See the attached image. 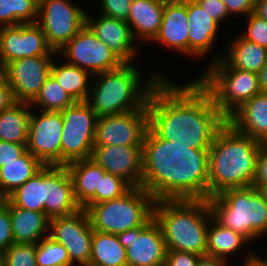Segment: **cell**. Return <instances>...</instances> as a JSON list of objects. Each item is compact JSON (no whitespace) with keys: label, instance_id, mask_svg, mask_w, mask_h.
Here are the masks:
<instances>
[{"label":"cell","instance_id":"49","mask_svg":"<svg viewBox=\"0 0 267 266\" xmlns=\"http://www.w3.org/2000/svg\"><path fill=\"white\" fill-rule=\"evenodd\" d=\"M259 86L261 91L267 92V61L258 73Z\"/></svg>","mask_w":267,"mask_h":266},{"label":"cell","instance_id":"19","mask_svg":"<svg viewBox=\"0 0 267 266\" xmlns=\"http://www.w3.org/2000/svg\"><path fill=\"white\" fill-rule=\"evenodd\" d=\"M97 18L94 19L86 13V24L96 38L105 43L122 63H132L137 50L127 22L101 14Z\"/></svg>","mask_w":267,"mask_h":266},{"label":"cell","instance_id":"24","mask_svg":"<svg viewBox=\"0 0 267 266\" xmlns=\"http://www.w3.org/2000/svg\"><path fill=\"white\" fill-rule=\"evenodd\" d=\"M164 5L165 0H133L127 24L134 40L155 38L162 23Z\"/></svg>","mask_w":267,"mask_h":266},{"label":"cell","instance_id":"35","mask_svg":"<svg viewBox=\"0 0 267 266\" xmlns=\"http://www.w3.org/2000/svg\"><path fill=\"white\" fill-rule=\"evenodd\" d=\"M36 266H72L66 248L49 236L36 245Z\"/></svg>","mask_w":267,"mask_h":266},{"label":"cell","instance_id":"42","mask_svg":"<svg viewBox=\"0 0 267 266\" xmlns=\"http://www.w3.org/2000/svg\"><path fill=\"white\" fill-rule=\"evenodd\" d=\"M206 12L212 20L218 25L223 22V19L230 16L222 0H195Z\"/></svg>","mask_w":267,"mask_h":266},{"label":"cell","instance_id":"6","mask_svg":"<svg viewBox=\"0 0 267 266\" xmlns=\"http://www.w3.org/2000/svg\"><path fill=\"white\" fill-rule=\"evenodd\" d=\"M166 186L132 187L119 198L88 205L93 230L119 234L143 225L152 215L155 199Z\"/></svg>","mask_w":267,"mask_h":266},{"label":"cell","instance_id":"4","mask_svg":"<svg viewBox=\"0 0 267 266\" xmlns=\"http://www.w3.org/2000/svg\"><path fill=\"white\" fill-rule=\"evenodd\" d=\"M132 64L123 63L117 69L96 74L86 102L98 117L142 109L153 87L164 78L154 73L141 86L140 71Z\"/></svg>","mask_w":267,"mask_h":266},{"label":"cell","instance_id":"53","mask_svg":"<svg viewBox=\"0 0 267 266\" xmlns=\"http://www.w3.org/2000/svg\"><path fill=\"white\" fill-rule=\"evenodd\" d=\"M79 266H95V265H92L90 263H87V264H83V265H79Z\"/></svg>","mask_w":267,"mask_h":266},{"label":"cell","instance_id":"25","mask_svg":"<svg viewBox=\"0 0 267 266\" xmlns=\"http://www.w3.org/2000/svg\"><path fill=\"white\" fill-rule=\"evenodd\" d=\"M1 200L11 213L14 243L37 244L48 236L50 218L45 213L19 208L7 198Z\"/></svg>","mask_w":267,"mask_h":266},{"label":"cell","instance_id":"31","mask_svg":"<svg viewBox=\"0 0 267 266\" xmlns=\"http://www.w3.org/2000/svg\"><path fill=\"white\" fill-rule=\"evenodd\" d=\"M249 242L241 234L219 224L211 217L208 226L206 255L227 260L229 254L237 252Z\"/></svg>","mask_w":267,"mask_h":266},{"label":"cell","instance_id":"12","mask_svg":"<svg viewBox=\"0 0 267 266\" xmlns=\"http://www.w3.org/2000/svg\"><path fill=\"white\" fill-rule=\"evenodd\" d=\"M67 63L93 74L111 71L123 63L110 48L96 38L95 33L85 24L79 33L67 42L57 53H62Z\"/></svg>","mask_w":267,"mask_h":266},{"label":"cell","instance_id":"16","mask_svg":"<svg viewBox=\"0 0 267 266\" xmlns=\"http://www.w3.org/2000/svg\"><path fill=\"white\" fill-rule=\"evenodd\" d=\"M52 56H33L7 63L1 70L15 102L31 104L50 75Z\"/></svg>","mask_w":267,"mask_h":266},{"label":"cell","instance_id":"7","mask_svg":"<svg viewBox=\"0 0 267 266\" xmlns=\"http://www.w3.org/2000/svg\"><path fill=\"white\" fill-rule=\"evenodd\" d=\"M91 159L132 187L167 186L149 154V146L94 145Z\"/></svg>","mask_w":267,"mask_h":266},{"label":"cell","instance_id":"43","mask_svg":"<svg viewBox=\"0 0 267 266\" xmlns=\"http://www.w3.org/2000/svg\"><path fill=\"white\" fill-rule=\"evenodd\" d=\"M199 255L191 252L167 250L166 266H196Z\"/></svg>","mask_w":267,"mask_h":266},{"label":"cell","instance_id":"40","mask_svg":"<svg viewBox=\"0 0 267 266\" xmlns=\"http://www.w3.org/2000/svg\"><path fill=\"white\" fill-rule=\"evenodd\" d=\"M102 14L127 22L133 0H101Z\"/></svg>","mask_w":267,"mask_h":266},{"label":"cell","instance_id":"51","mask_svg":"<svg viewBox=\"0 0 267 266\" xmlns=\"http://www.w3.org/2000/svg\"><path fill=\"white\" fill-rule=\"evenodd\" d=\"M256 188L264 201L267 203V185H252Z\"/></svg>","mask_w":267,"mask_h":266},{"label":"cell","instance_id":"3","mask_svg":"<svg viewBox=\"0 0 267 266\" xmlns=\"http://www.w3.org/2000/svg\"><path fill=\"white\" fill-rule=\"evenodd\" d=\"M153 217L167 250L206 255L212 217L206 198L192 193L183 183H169L155 199Z\"/></svg>","mask_w":267,"mask_h":266},{"label":"cell","instance_id":"8","mask_svg":"<svg viewBox=\"0 0 267 266\" xmlns=\"http://www.w3.org/2000/svg\"><path fill=\"white\" fill-rule=\"evenodd\" d=\"M197 81L210 93L226 119L261 92L257 73L228 68L220 59L213 61Z\"/></svg>","mask_w":267,"mask_h":266},{"label":"cell","instance_id":"41","mask_svg":"<svg viewBox=\"0 0 267 266\" xmlns=\"http://www.w3.org/2000/svg\"><path fill=\"white\" fill-rule=\"evenodd\" d=\"M27 152V144H17L0 140V167L15 161Z\"/></svg>","mask_w":267,"mask_h":266},{"label":"cell","instance_id":"52","mask_svg":"<svg viewBox=\"0 0 267 266\" xmlns=\"http://www.w3.org/2000/svg\"><path fill=\"white\" fill-rule=\"evenodd\" d=\"M0 266H3V256H2V252H0Z\"/></svg>","mask_w":267,"mask_h":266},{"label":"cell","instance_id":"15","mask_svg":"<svg viewBox=\"0 0 267 266\" xmlns=\"http://www.w3.org/2000/svg\"><path fill=\"white\" fill-rule=\"evenodd\" d=\"M61 111H42L30 114L27 151L44 166H61Z\"/></svg>","mask_w":267,"mask_h":266},{"label":"cell","instance_id":"36","mask_svg":"<svg viewBox=\"0 0 267 266\" xmlns=\"http://www.w3.org/2000/svg\"><path fill=\"white\" fill-rule=\"evenodd\" d=\"M36 245L13 243L2 252L3 266H36Z\"/></svg>","mask_w":267,"mask_h":266},{"label":"cell","instance_id":"45","mask_svg":"<svg viewBox=\"0 0 267 266\" xmlns=\"http://www.w3.org/2000/svg\"><path fill=\"white\" fill-rule=\"evenodd\" d=\"M227 7L229 15H250L255 10V0H222Z\"/></svg>","mask_w":267,"mask_h":266},{"label":"cell","instance_id":"33","mask_svg":"<svg viewBox=\"0 0 267 266\" xmlns=\"http://www.w3.org/2000/svg\"><path fill=\"white\" fill-rule=\"evenodd\" d=\"M39 0H0V27L35 23Z\"/></svg>","mask_w":267,"mask_h":266},{"label":"cell","instance_id":"23","mask_svg":"<svg viewBox=\"0 0 267 266\" xmlns=\"http://www.w3.org/2000/svg\"><path fill=\"white\" fill-rule=\"evenodd\" d=\"M66 167L73 182L76 201L81 208L98 204L100 175L106 171L91 158L70 162Z\"/></svg>","mask_w":267,"mask_h":266},{"label":"cell","instance_id":"10","mask_svg":"<svg viewBox=\"0 0 267 266\" xmlns=\"http://www.w3.org/2000/svg\"><path fill=\"white\" fill-rule=\"evenodd\" d=\"M68 0H39L37 24L56 52L86 24V12Z\"/></svg>","mask_w":267,"mask_h":266},{"label":"cell","instance_id":"27","mask_svg":"<svg viewBox=\"0 0 267 266\" xmlns=\"http://www.w3.org/2000/svg\"><path fill=\"white\" fill-rule=\"evenodd\" d=\"M44 165L30 152L0 167V199L38 173Z\"/></svg>","mask_w":267,"mask_h":266},{"label":"cell","instance_id":"9","mask_svg":"<svg viewBox=\"0 0 267 266\" xmlns=\"http://www.w3.org/2000/svg\"><path fill=\"white\" fill-rule=\"evenodd\" d=\"M61 114V166L76 160L90 159L95 144L98 116L86 101L75 102L61 110Z\"/></svg>","mask_w":267,"mask_h":266},{"label":"cell","instance_id":"5","mask_svg":"<svg viewBox=\"0 0 267 266\" xmlns=\"http://www.w3.org/2000/svg\"><path fill=\"white\" fill-rule=\"evenodd\" d=\"M207 201L219 224L248 241L267 232V203L254 186L227 189Z\"/></svg>","mask_w":267,"mask_h":266},{"label":"cell","instance_id":"22","mask_svg":"<svg viewBox=\"0 0 267 266\" xmlns=\"http://www.w3.org/2000/svg\"><path fill=\"white\" fill-rule=\"evenodd\" d=\"M188 54L203 56L213 46L219 25L195 0H187Z\"/></svg>","mask_w":267,"mask_h":266},{"label":"cell","instance_id":"47","mask_svg":"<svg viewBox=\"0 0 267 266\" xmlns=\"http://www.w3.org/2000/svg\"><path fill=\"white\" fill-rule=\"evenodd\" d=\"M196 266H227V260L204 255L199 257Z\"/></svg>","mask_w":267,"mask_h":266},{"label":"cell","instance_id":"17","mask_svg":"<svg viewBox=\"0 0 267 266\" xmlns=\"http://www.w3.org/2000/svg\"><path fill=\"white\" fill-rule=\"evenodd\" d=\"M55 54L36 22L0 27V69L18 59Z\"/></svg>","mask_w":267,"mask_h":266},{"label":"cell","instance_id":"2","mask_svg":"<svg viewBox=\"0 0 267 266\" xmlns=\"http://www.w3.org/2000/svg\"><path fill=\"white\" fill-rule=\"evenodd\" d=\"M262 144L226 121L216 133L205 160L183 184L206 199L227 189L252 186Z\"/></svg>","mask_w":267,"mask_h":266},{"label":"cell","instance_id":"48","mask_svg":"<svg viewBox=\"0 0 267 266\" xmlns=\"http://www.w3.org/2000/svg\"><path fill=\"white\" fill-rule=\"evenodd\" d=\"M254 13L267 21V0H255Z\"/></svg>","mask_w":267,"mask_h":266},{"label":"cell","instance_id":"46","mask_svg":"<svg viewBox=\"0 0 267 266\" xmlns=\"http://www.w3.org/2000/svg\"><path fill=\"white\" fill-rule=\"evenodd\" d=\"M15 102L12 90L2 70L0 69V112Z\"/></svg>","mask_w":267,"mask_h":266},{"label":"cell","instance_id":"29","mask_svg":"<svg viewBox=\"0 0 267 266\" xmlns=\"http://www.w3.org/2000/svg\"><path fill=\"white\" fill-rule=\"evenodd\" d=\"M90 264L95 266H127L126 248L117 235L93 230Z\"/></svg>","mask_w":267,"mask_h":266},{"label":"cell","instance_id":"50","mask_svg":"<svg viewBox=\"0 0 267 266\" xmlns=\"http://www.w3.org/2000/svg\"><path fill=\"white\" fill-rule=\"evenodd\" d=\"M243 266H265L263 260L256 255L252 254L251 252L246 255L245 261Z\"/></svg>","mask_w":267,"mask_h":266},{"label":"cell","instance_id":"54","mask_svg":"<svg viewBox=\"0 0 267 266\" xmlns=\"http://www.w3.org/2000/svg\"><path fill=\"white\" fill-rule=\"evenodd\" d=\"M263 263L265 264V266H267V258L265 261L263 260Z\"/></svg>","mask_w":267,"mask_h":266},{"label":"cell","instance_id":"14","mask_svg":"<svg viewBox=\"0 0 267 266\" xmlns=\"http://www.w3.org/2000/svg\"><path fill=\"white\" fill-rule=\"evenodd\" d=\"M48 236L62 244L69 255L71 264L90 263L93 228L87 211L50 219Z\"/></svg>","mask_w":267,"mask_h":266},{"label":"cell","instance_id":"28","mask_svg":"<svg viewBox=\"0 0 267 266\" xmlns=\"http://www.w3.org/2000/svg\"><path fill=\"white\" fill-rule=\"evenodd\" d=\"M31 107L28 103L14 102L0 112L1 141L27 144Z\"/></svg>","mask_w":267,"mask_h":266},{"label":"cell","instance_id":"18","mask_svg":"<svg viewBox=\"0 0 267 266\" xmlns=\"http://www.w3.org/2000/svg\"><path fill=\"white\" fill-rule=\"evenodd\" d=\"M73 182L66 166H46L45 214L50 218L78 212Z\"/></svg>","mask_w":267,"mask_h":266},{"label":"cell","instance_id":"32","mask_svg":"<svg viewBox=\"0 0 267 266\" xmlns=\"http://www.w3.org/2000/svg\"><path fill=\"white\" fill-rule=\"evenodd\" d=\"M88 73V71L67 62L60 66L52 62L50 69V74L75 102H85L88 99L90 94L88 88L90 74Z\"/></svg>","mask_w":267,"mask_h":266},{"label":"cell","instance_id":"30","mask_svg":"<svg viewBox=\"0 0 267 266\" xmlns=\"http://www.w3.org/2000/svg\"><path fill=\"white\" fill-rule=\"evenodd\" d=\"M46 166L6 198L15 206L45 213Z\"/></svg>","mask_w":267,"mask_h":266},{"label":"cell","instance_id":"20","mask_svg":"<svg viewBox=\"0 0 267 266\" xmlns=\"http://www.w3.org/2000/svg\"><path fill=\"white\" fill-rule=\"evenodd\" d=\"M187 0H165L163 19L153 41L188 55Z\"/></svg>","mask_w":267,"mask_h":266},{"label":"cell","instance_id":"11","mask_svg":"<svg viewBox=\"0 0 267 266\" xmlns=\"http://www.w3.org/2000/svg\"><path fill=\"white\" fill-rule=\"evenodd\" d=\"M94 145L149 146L147 104L142 109L98 117Z\"/></svg>","mask_w":267,"mask_h":266},{"label":"cell","instance_id":"21","mask_svg":"<svg viewBox=\"0 0 267 266\" xmlns=\"http://www.w3.org/2000/svg\"><path fill=\"white\" fill-rule=\"evenodd\" d=\"M227 122L238 132L267 144V92L261 91L245 102Z\"/></svg>","mask_w":267,"mask_h":266},{"label":"cell","instance_id":"1","mask_svg":"<svg viewBox=\"0 0 267 266\" xmlns=\"http://www.w3.org/2000/svg\"><path fill=\"white\" fill-rule=\"evenodd\" d=\"M167 79L157 82L147 100L149 154L163 179L183 183L227 119L197 80L176 86Z\"/></svg>","mask_w":267,"mask_h":266},{"label":"cell","instance_id":"38","mask_svg":"<svg viewBox=\"0 0 267 266\" xmlns=\"http://www.w3.org/2000/svg\"><path fill=\"white\" fill-rule=\"evenodd\" d=\"M247 17V30L240 36L267 48V21L254 12Z\"/></svg>","mask_w":267,"mask_h":266},{"label":"cell","instance_id":"13","mask_svg":"<svg viewBox=\"0 0 267 266\" xmlns=\"http://www.w3.org/2000/svg\"><path fill=\"white\" fill-rule=\"evenodd\" d=\"M126 248L127 266H160L165 264L167 248L153 215L141 226L117 234Z\"/></svg>","mask_w":267,"mask_h":266},{"label":"cell","instance_id":"37","mask_svg":"<svg viewBox=\"0 0 267 266\" xmlns=\"http://www.w3.org/2000/svg\"><path fill=\"white\" fill-rule=\"evenodd\" d=\"M131 188L132 186L121 177L106 172L100 175L99 203L119 198Z\"/></svg>","mask_w":267,"mask_h":266},{"label":"cell","instance_id":"34","mask_svg":"<svg viewBox=\"0 0 267 266\" xmlns=\"http://www.w3.org/2000/svg\"><path fill=\"white\" fill-rule=\"evenodd\" d=\"M74 103L75 101L72 97L50 74L41 87L39 94L30 105L39 106L41 111H61Z\"/></svg>","mask_w":267,"mask_h":266},{"label":"cell","instance_id":"26","mask_svg":"<svg viewBox=\"0 0 267 266\" xmlns=\"http://www.w3.org/2000/svg\"><path fill=\"white\" fill-rule=\"evenodd\" d=\"M225 55L216 56L228 68L259 73L267 61V48L246 40L241 36L231 41ZM227 54V55H226Z\"/></svg>","mask_w":267,"mask_h":266},{"label":"cell","instance_id":"39","mask_svg":"<svg viewBox=\"0 0 267 266\" xmlns=\"http://www.w3.org/2000/svg\"><path fill=\"white\" fill-rule=\"evenodd\" d=\"M14 243L12 219L9 207L0 200V252H4Z\"/></svg>","mask_w":267,"mask_h":266},{"label":"cell","instance_id":"44","mask_svg":"<svg viewBox=\"0 0 267 266\" xmlns=\"http://www.w3.org/2000/svg\"><path fill=\"white\" fill-rule=\"evenodd\" d=\"M253 185H267V144L260 146Z\"/></svg>","mask_w":267,"mask_h":266}]
</instances>
